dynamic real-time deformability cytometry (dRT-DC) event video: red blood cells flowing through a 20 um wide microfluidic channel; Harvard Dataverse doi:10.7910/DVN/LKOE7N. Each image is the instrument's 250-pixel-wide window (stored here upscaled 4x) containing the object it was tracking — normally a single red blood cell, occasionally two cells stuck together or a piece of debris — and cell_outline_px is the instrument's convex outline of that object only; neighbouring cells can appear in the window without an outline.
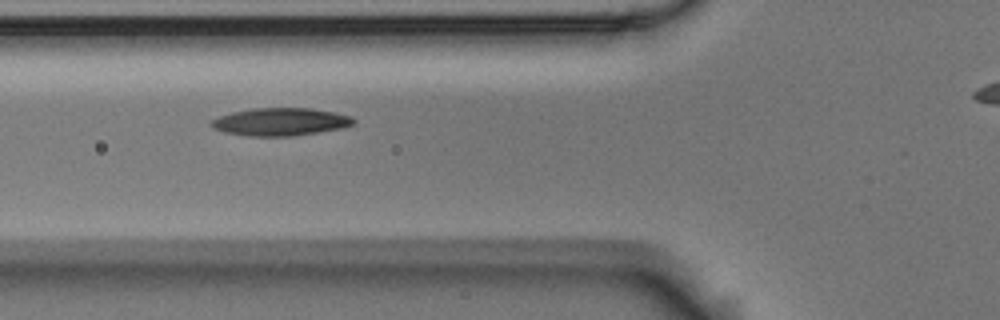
{"species": "Egyptian fruit bat (a non-hibernating species)", "species_latin": "Rousettus aegyptiacus", "temperature_condition": "room temperature", "stored_images_in_passage": 6, "camera_frame_rate_fps": 3000, "um_per_image_px": 0.085, "animal": {"sex": "male"}, "frame": {"image": 1, "passage_image": 5, "time_ms": 1.333, "image_size_px": [1000, 320], "cell_outline_px": [[356, 120], [352, 124], [344, 128], [292, 136], [248, 136], [224, 132], [212, 128], [208, 124], [212, 120], [220, 116], [232, 112], [252, 108], [312, 108], [352, 116]], "centroid_in_image_um": [23.82, 10.35], "position_along_channel_um": 102.0, "area_um2": 23.06}}
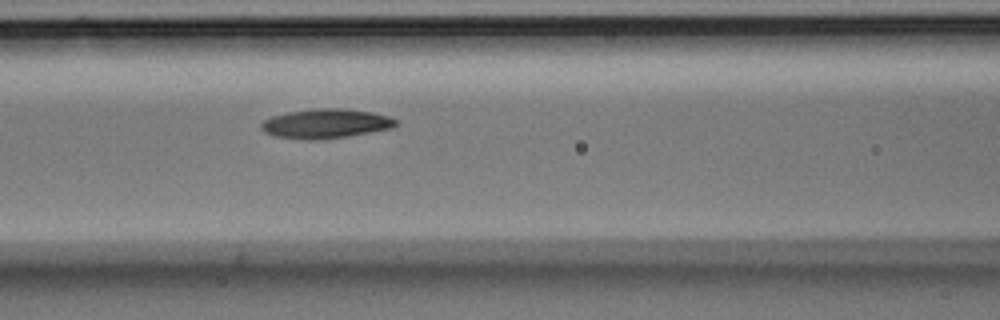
{"frame": {"image": 2, "passage_image": 6, "time_ms": 1.667, "image_size_px": [1000, 320], "cell_outline_px": [[396, 124], [392, 128], [348, 136], [316, 140], [308, 140], [276, 136], [264, 132], [260, 128], [260, 124], [264, 120], [272, 116], [288, 112], [316, 108], [344, 108], [372, 112], [388, 116], [396, 120]], "centroid_in_image_um": [27.66, 10.5], "position_along_channel_um": 138.9, "area_um2": 23.0}}